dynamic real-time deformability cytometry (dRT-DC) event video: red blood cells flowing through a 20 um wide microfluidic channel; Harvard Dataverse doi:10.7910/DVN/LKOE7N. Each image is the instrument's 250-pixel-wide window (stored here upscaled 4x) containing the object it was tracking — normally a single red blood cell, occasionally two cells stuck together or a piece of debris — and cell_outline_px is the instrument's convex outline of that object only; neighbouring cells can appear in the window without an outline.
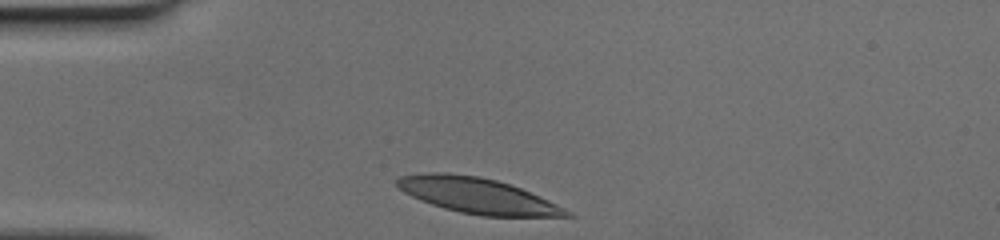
{"species": "human", "species_latin": "Homo sapiens", "temperature_condition": "cold", "stored_images_in_passage": 27, "camera_frame_rate_fps": 3000, "um_per_image_px": 0.085, "donor": {"sex": "female"}, "frame": {"image": 1, "passage_image": 1, "time_ms": 0.0, "image_size_px": [1000, 240], "cell_outline_px": [[572, 216], [480, 216], [460, 212], [444, 208], [420, 200], [404, 192], [396, 184], [396, 180], [400, 176], [428, 172], [444, 172], [480, 176], [496, 180], [520, 188], [548, 200], [572, 212]], "centroid_in_image_um": [40.55, 16.62], "position_along_channel_um": 44.4, "area_um2": 34.74}}
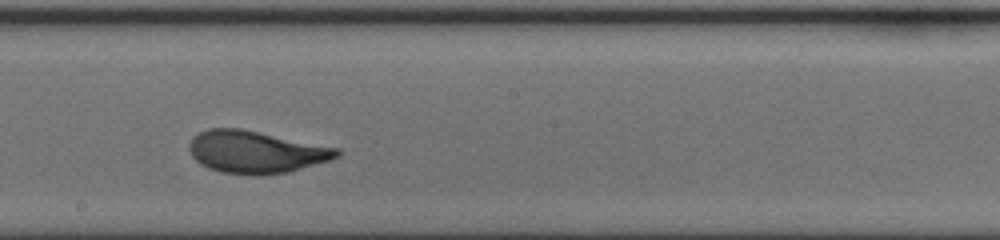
{"frame": {"image": 2, "passage_image": 16, "time_ms": 5.0, "image_size_px": [1000, 240], "cell_outline_px": [[340, 156], [328, 160], [288, 172], [264, 176], [252, 176], [220, 172], [208, 168], [200, 164], [192, 156], [188, 148], [188, 144], [192, 136], [208, 128], [240, 128], [340, 148]], "centroid_in_image_um": [21.71, 12.92], "position_along_channel_um": 226.5, "area_um2": 36.7}}
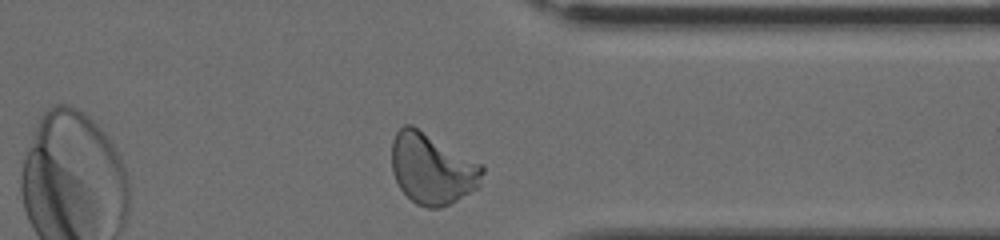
{"frame": {"image": 3, "passage_image": 27, "time_ms": 8.667, "image_size_px": [1000, 240], "cell_outline_px": [[484, 172], [480, 188], [440, 208], [428, 208], [416, 204], [400, 188], [392, 172], [392, 140], [396, 132], [404, 124], [412, 124], [480, 164], [484, 168]], "centroid_in_image_um": [36.73, 14.35], "position_along_channel_um": 374.7, "area_um2": 37.34}}